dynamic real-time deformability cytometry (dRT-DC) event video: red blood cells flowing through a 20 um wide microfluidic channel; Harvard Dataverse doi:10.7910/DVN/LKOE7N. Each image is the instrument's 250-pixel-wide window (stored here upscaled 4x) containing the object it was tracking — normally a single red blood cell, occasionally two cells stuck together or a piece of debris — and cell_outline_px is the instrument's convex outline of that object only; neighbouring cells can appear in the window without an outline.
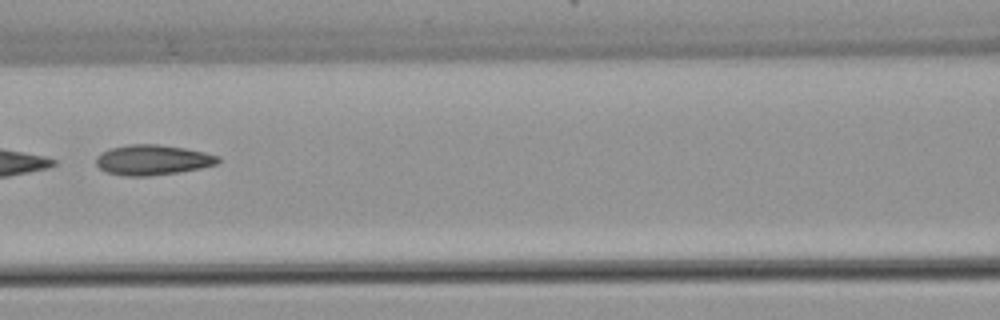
{"species": "common noctule bat (a hibernating species)", "species_latin": "Nyctalus noctula", "temperature_condition": "warm", "stored_images_in_passage": 6, "camera_frame_rate_fps": 3000, "um_per_image_px": 0.085, "animal": {"sex": "female", "body_mass_g": 22.7, "forearm_length_mm": 54.2}, "frame": {"image": 1, "passage_image": 6, "time_ms": 7.0, "image_size_px": [1000, 320], "cell_outline_px": [[220, 160], [216, 164], [200, 168], [180, 172], [148, 176], [124, 176], [108, 172], [100, 168], [96, 164], [96, 156], [100, 152], [108, 148], [128, 144], [156, 144], [184, 148], [204, 152], [220, 156]], "centroid_in_image_um": [12.94, 13.59], "position_along_channel_um": 153.7, "area_um2": 21.56}}